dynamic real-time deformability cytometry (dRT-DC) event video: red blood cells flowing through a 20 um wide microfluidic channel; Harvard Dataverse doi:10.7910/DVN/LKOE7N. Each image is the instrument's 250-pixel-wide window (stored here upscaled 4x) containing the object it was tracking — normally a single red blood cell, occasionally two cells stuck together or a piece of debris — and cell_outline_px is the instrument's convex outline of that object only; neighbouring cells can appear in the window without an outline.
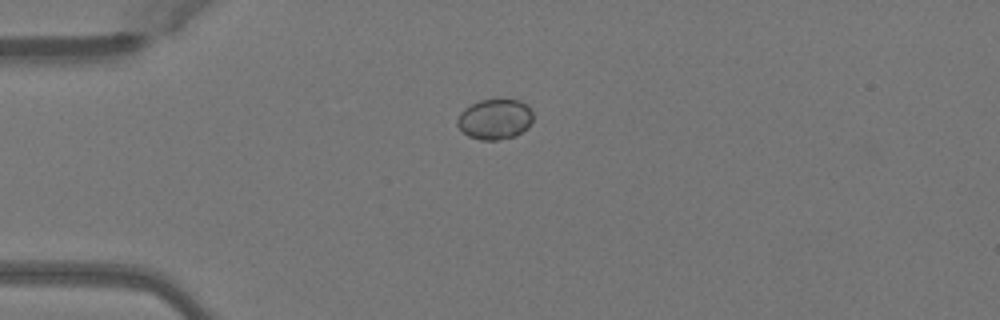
{"species": "Egyptian fruit bat (a non-hibernating species)", "species_latin": "Rousettus aegyptiacus", "temperature_condition": "warm", "stored_images_in_passage": 38, "camera_frame_rate_fps": 3000, "um_per_image_px": 0.085, "animal": {"sex": "female"}, "frame": {"image": 1, "passage_image": 1, "time_ms": 0.0, "image_size_px": [1000, 320], "cell_outline_px": [[532, 120], [528, 128], [516, 136], [496, 140], [480, 140], [468, 136], [456, 124], [456, 120], [460, 112], [464, 108], [480, 100], [520, 100], [528, 104], [532, 108]], "centroid_in_image_um": [42.08, 10.13], "position_along_channel_um": 42.9, "area_um2": 17.98}}
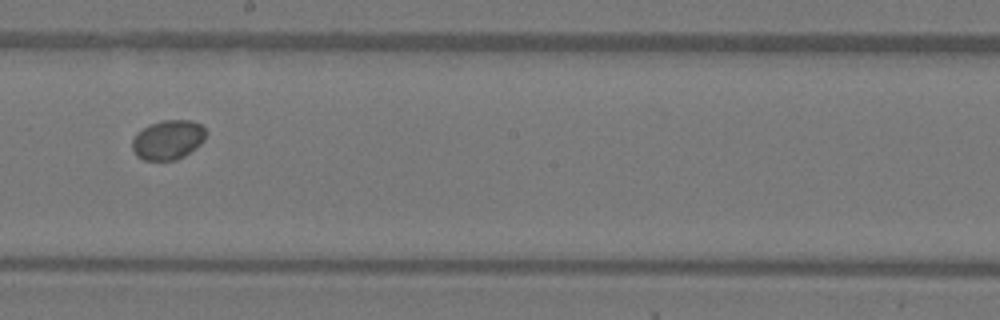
{"frame": {"image": 2, "passage_image": 17, "time_ms": 5.333, "image_size_px": [1000, 320], "cell_outline_px": [[208, 132], [204, 140], [200, 144], [184, 156], [176, 160], [144, 160], [136, 156], [132, 148], [132, 140], [136, 132], [152, 124], [164, 120], [192, 120], [200, 124]], "centroid_in_image_um": [14.28, 11.88], "position_along_channel_um": 233.9, "area_um2": 16.99}}
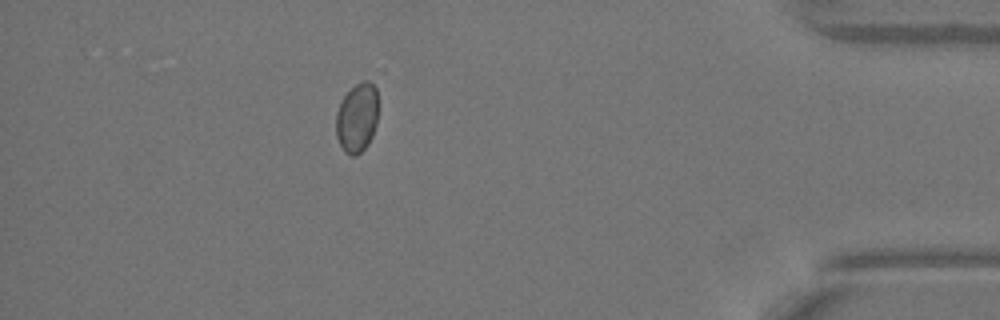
{"frame": {"image": 3, "passage_image": 33, "time_ms": 10.667, "image_size_px": [1000, 320], "cell_outline_px": [[376, 124], [372, 136], [368, 144], [356, 156], [352, 156], [344, 152], [336, 136], [336, 112], [344, 96], [356, 84], [364, 80], [368, 80], [376, 88]], "centroid_in_image_um": [30.33, 10.03], "position_along_channel_um": 404.9, "area_um2": 16.82}}